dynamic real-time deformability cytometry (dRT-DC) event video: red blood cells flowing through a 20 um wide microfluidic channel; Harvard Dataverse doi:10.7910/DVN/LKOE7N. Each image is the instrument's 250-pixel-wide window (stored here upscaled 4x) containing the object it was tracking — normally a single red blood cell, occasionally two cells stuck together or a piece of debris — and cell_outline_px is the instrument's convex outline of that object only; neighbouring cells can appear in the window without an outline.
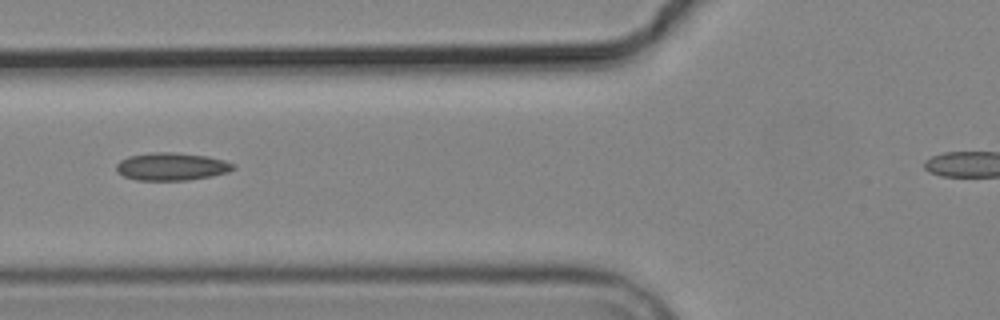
{"species": "common noctule bat (a hibernating species)", "species_latin": "Nyctalus noctula", "temperature_condition": "cold", "stored_images_in_passage": 7, "segment_of_instrument_passage": [2, 2], "camera_frame_rate_fps": 3000, "um_per_image_px": 0.085, "animal": {"sex": "male", "body_mass_g": 19.2, "forearm_length_mm": 51.8}, "frame": {"image": 1, "passage_image": 7, "time_ms": 7.0, "image_size_px": [1000, 320], "cell_outline_px": [[236, 168], [228, 172], [212, 176], [188, 180], [136, 180], [124, 176], [116, 172], [116, 164], [120, 160], [128, 156], [152, 152], [172, 152], [208, 156], [224, 160], [236, 164]], "centroid_in_image_um": [14.59, 14.15], "position_along_channel_um": 111.2, "area_um2": 19.07}}